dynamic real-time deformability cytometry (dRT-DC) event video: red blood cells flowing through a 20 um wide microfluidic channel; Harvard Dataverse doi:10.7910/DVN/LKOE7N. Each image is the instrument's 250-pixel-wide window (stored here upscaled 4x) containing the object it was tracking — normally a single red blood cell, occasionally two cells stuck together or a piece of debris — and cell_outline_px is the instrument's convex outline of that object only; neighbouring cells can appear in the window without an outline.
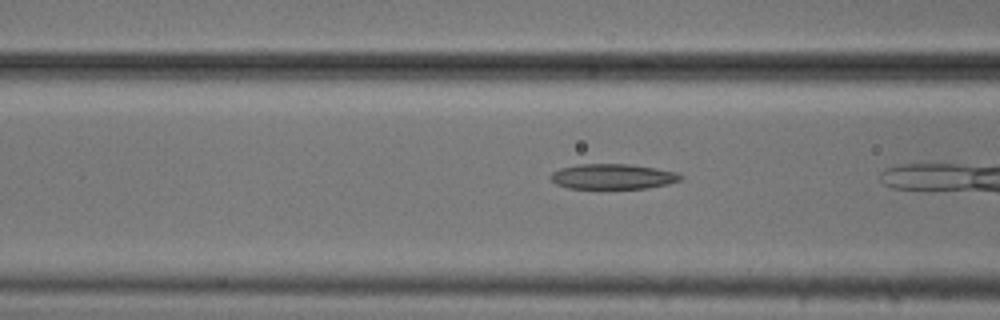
{"species": "common noctule bat (a hibernating species)", "species_latin": "Nyctalus noctula", "temperature_condition": "cold", "stored_images_in_passage": 5, "segment_of_instrument_passage": [2, 2], "camera_frame_rate_fps": 3000, "um_per_image_px": 0.085, "animal": {"sex": "male", "body_mass_g": 20.5, "forearm_length_mm": 52.5}, "frame": {"image": 1, "passage_image": 4, "time_ms": 1.0, "image_size_px": [1000, 320], "cell_outline_px": [[684, 176], [680, 180], [668, 184], [648, 188], [568, 188], [556, 184], [548, 176], [552, 172], [560, 168], [580, 164], [628, 164], [656, 168], [676, 172]], "centroid_in_image_um": [52.08, 15.0], "position_along_channel_um": 114.5, "area_um2": 19.07}}